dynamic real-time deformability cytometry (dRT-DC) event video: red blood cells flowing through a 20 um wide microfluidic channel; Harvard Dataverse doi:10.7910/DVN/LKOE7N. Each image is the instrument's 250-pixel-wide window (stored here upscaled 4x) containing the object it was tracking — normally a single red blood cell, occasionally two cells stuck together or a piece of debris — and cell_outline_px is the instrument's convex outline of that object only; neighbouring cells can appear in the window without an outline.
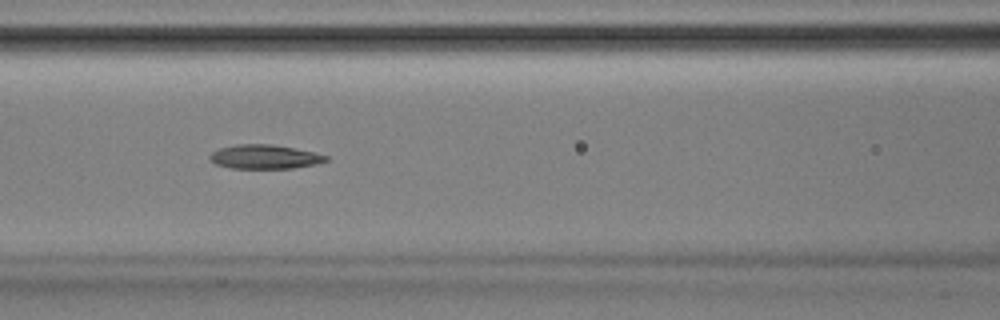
{"species": "Egyptian fruit bat (a non-hibernating species)", "species_latin": "Rousettus aegyptiacus", "temperature_condition": "room temperature", "stored_images_in_passage": 41, "camera_frame_rate_fps": 3000, "um_per_image_px": 0.085, "animal": {"sex": "male"}, "frame": {"image": 1, "passage_image": 12, "time_ms": 3.667, "image_size_px": [1000, 320], "cell_outline_px": [[328, 160], [316, 164], [292, 168], [228, 168], [216, 164], [208, 156], [212, 152], [220, 148], [236, 144], [272, 144], [312, 152], [328, 156]], "centroid_in_image_um": [22.47, 13.33], "position_along_channel_um": 144.1, "area_um2": 16.13}}
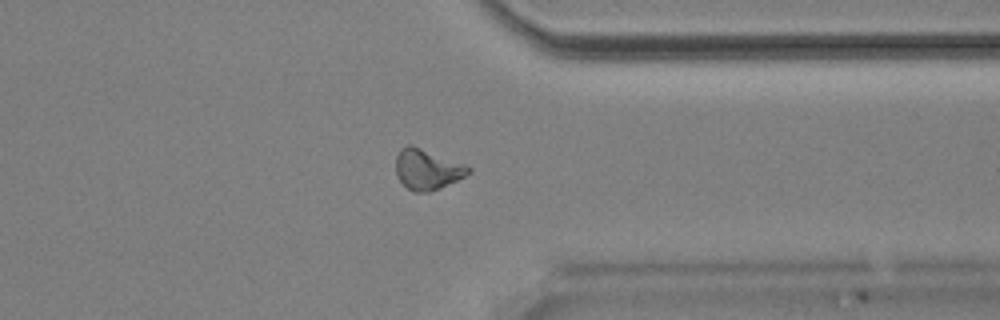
{"frame": {"image": 2, "passage_image": 30, "time_ms": 9.667, "image_size_px": [1000, 320], "cell_outline_px": [[472, 172], [440, 188], [428, 192], [416, 192], [408, 188], [396, 176], [396, 156], [400, 148], [408, 144], [412, 144], [464, 164], [472, 168]], "centroid_in_image_um": [36.3, 14.37], "position_along_channel_um": 375.1, "area_um2": 17.05}}